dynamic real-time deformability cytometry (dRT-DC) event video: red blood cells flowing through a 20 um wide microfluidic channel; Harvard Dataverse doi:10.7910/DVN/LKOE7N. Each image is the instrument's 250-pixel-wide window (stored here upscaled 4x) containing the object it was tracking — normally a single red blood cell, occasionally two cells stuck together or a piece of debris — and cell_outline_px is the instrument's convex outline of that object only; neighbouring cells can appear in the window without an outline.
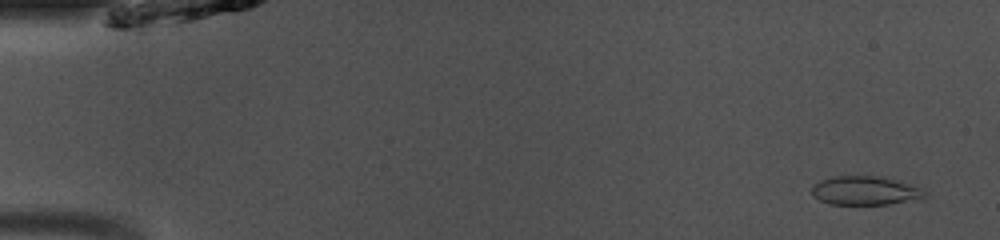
{"species": "common noctule bat (a hibernating species)", "species_latin": "Nyctalus noctula", "temperature_condition": "room temperature", "stored_images_in_passage": 49, "camera_frame_rate_fps": 3000, "um_per_image_px": 0.085, "animal": {"sex": "male", "body_mass_g": 13.0, "forearm_length_mm": 53.1}, "frame": {"image": 1, "passage_image": 3, "time_ms": 0.667, "image_size_px": [1000, 240], "cell_outline_px": [[928, 192], [924, 196], [888, 204], [832, 204], [820, 200], [812, 196], [812, 184], [820, 180], [836, 176], [884, 176], [920, 188]], "centroid_in_image_um": [73.46, 16.18], "position_along_channel_um": 11.5, "area_um2": 18.67}}
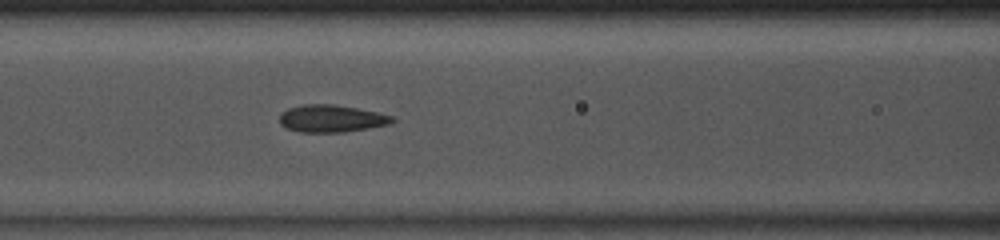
{"frame": {"image": 2, "passage_image": 21, "time_ms": 6.667, "image_size_px": [1000, 240], "cell_outline_px": [[396, 120], [388, 124], [368, 128], [344, 132], [300, 132], [288, 128], [280, 124], [280, 116], [288, 108], [304, 104], [332, 104], [356, 108], [376, 112], [392, 116]], "centroid_in_image_um": [28.17, 10.08], "position_along_channel_um": 138.4, "area_um2": 17.69}}
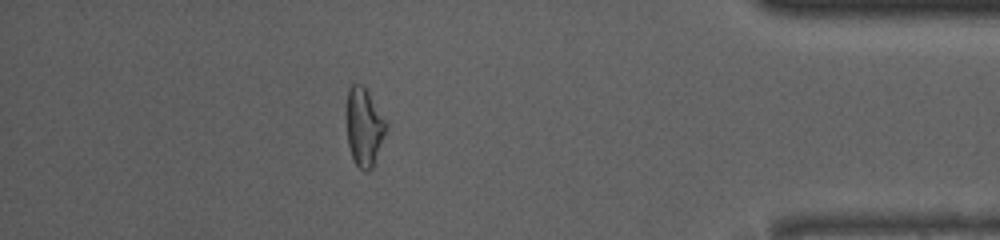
{"frame": {"image": 3, "passage_image": 43, "time_ms": 14.0, "image_size_px": [1000, 240], "cell_outline_px": [[384, 132], [372, 168], [368, 172], [364, 172], [356, 164], [352, 156], [348, 144], [348, 88], [352, 84], [360, 84], [368, 92], [384, 120]], "centroid_in_image_um": [30.92, 10.82], "position_along_channel_um": 404.3, "area_um2": 16.88}, "authors_computed_cell_mechanics": {"area_um2": 18.3226, "velocity_mm_per_s": 4.1266, "shape_relaxation_time_tau1_ms": null, "shape_relaxation_time_tau2_ms": 1.4092, "deformation_change_tau1": null, "deformation_change_tau2": 0.0734}}